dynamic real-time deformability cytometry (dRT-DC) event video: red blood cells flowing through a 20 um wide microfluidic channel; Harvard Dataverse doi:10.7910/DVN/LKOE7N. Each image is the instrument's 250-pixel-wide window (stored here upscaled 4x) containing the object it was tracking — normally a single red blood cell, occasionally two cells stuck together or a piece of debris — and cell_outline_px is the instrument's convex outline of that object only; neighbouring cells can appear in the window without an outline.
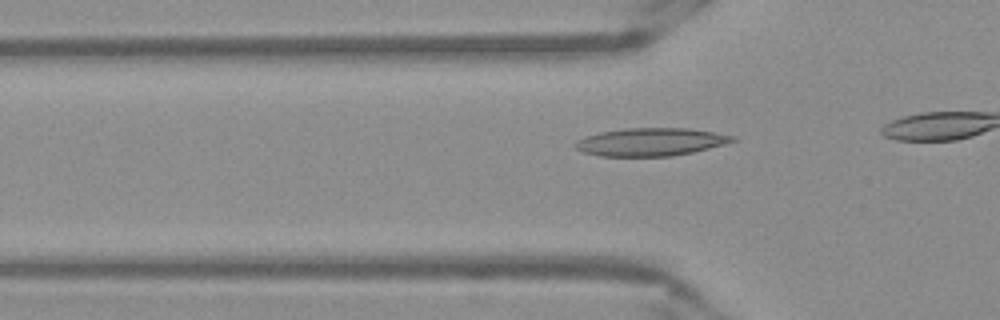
{"species": "Egyptian fruit bat (a non-hibernating species)", "species_latin": "Rousettus aegyptiacus", "temperature_condition": "warm", "stored_images_in_passage": 19, "camera_frame_rate_fps": 3000, "um_per_image_px": 0.085, "frame": {"image": 1, "passage_image": 14, "time_ms": 4.333, "image_size_px": [1000, 320], "cell_outline_px": [[736, 140], [724, 144], [692, 152], [672, 156], [600, 156], [584, 152], [576, 148], [572, 144], [576, 140], [584, 136], [600, 132], [624, 128], [688, 128], [736, 136]], "centroid_in_image_um": [55.26, 12.06], "position_along_channel_um": 70.5, "area_um2": 25.55}}